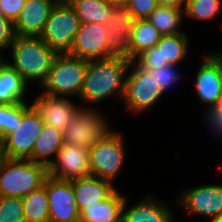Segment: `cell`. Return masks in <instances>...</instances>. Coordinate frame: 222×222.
<instances>
[{"mask_svg": "<svg viewBox=\"0 0 222 222\" xmlns=\"http://www.w3.org/2000/svg\"><path fill=\"white\" fill-rule=\"evenodd\" d=\"M217 105L222 108V90H221L220 98Z\"/></svg>", "mask_w": 222, "mask_h": 222, "instance_id": "cell-40", "label": "cell"}, {"mask_svg": "<svg viewBox=\"0 0 222 222\" xmlns=\"http://www.w3.org/2000/svg\"><path fill=\"white\" fill-rule=\"evenodd\" d=\"M40 93L31 105L40 114L46 126L53 127L60 132H64L81 107H87L83 105L78 106L67 97Z\"/></svg>", "mask_w": 222, "mask_h": 222, "instance_id": "cell-16", "label": "cell"}, {"mask_svg": "<svg viewBox=\"0 0 222 222\" xmlns=\"http://www.w3.org/2000/svg\"><path fill=\"white\" fill-rule=\"evenodd\" d=\"M205 55L194 82L196 99L208 109L217 105L222 90V52L210 51Z\"/></svg>", "mask_w": 222, "mask_h": 222, "instance_id": "cell-12", "label": "cell"}, {"mask_svg": "<svg viewBox=\"0 0 222 222\" xmlns=\"http://www.w3.org/2000/svg\"><path fill=\"white\" fill-rule=\"evenodd\" d=\"M46 192L49 200V222H80L71 181L48 176Z\"/></svg>", "mask_w": 222, "mask_h": 222, "instance_id": "cell-14", "label": "cell"}, {"mask_svg": "<svg viewBox=\"0 0 222 222\" xmlns=\"http://www.w3.org/2000/svg\"><path fill=\"white\" fill-rule=\"evenodd\" d=\"M157 6L156 0H129L126 5L137 20L147 19Z\"/></svg>", "mask_w": 222, "mask_h": 222, "instance_id": "cell-33", "label": "cell"}, {"mask_svg": "<svg viewBox=\"0 0 222 222\" xmlns=\"http://www.w3.org/2000/svg\"><path fill=\"white\" fill-rule=\"evenodd\" d=\"M59 0H26L14 22L18 36L40 37L52 8Z\"/></svg>", "mask_w": 222, "mask_h": 222, "instance_id": "cell-18", "label": "cell"}, {"mask_svg": "<svg viewBox=\"0 0 222 222\" xmlns=\"http://www.w3.org/2000/svg\"><path fill=\"white\" fill-rule=\"evenodd\" d=\"M25 222H49V200L44 185L22 198Z\"/></svg>", "mask_w": 222, "mask_h": 222, "instance_id": "cell-27", "label": "cell"}, {"mask_svg": "<svg viewBox=\"0 0 222 222\" xmlns=\"http://www.w3.org/2000/svg\"><path fill=\"white\" fill-rule=\"evenodd\" d=\"M104 2L110 4L112 7H126L129 0H103Z\"/></svg>", "mask_w": 222, "mask_h": 222, "instance_id": "cell-37", "label": "cell"}, {"mask_svg": "<svg viewBox=\"0 0 222 222\" xmlns=\"http://www.w3.org/2000/svg\"><path fill=\"white\" fill-rule=\"evenodd\" d=\"M5 60H0V104L26 102L29 85Z\"/></svg>", "mask_w": 222, "mask_h": 222, "instance_id": "cell-22", "label": "cell"}, {"mask_svg": "<svg viewBox=\"0 0 222 222\" xmlns=\"http://www.w3.org/2000/svg\"><path fill=\"white\" fill-rule=\"evenodd\" d=\"M81 22L66 0H59L45 23L41 39L57 54L69 53Z\"/></svg>", "mask_w": 222, "mask_h": 222, "instance_id": "cell-6", "label": "cell"}, {"mask_svg": "<svg viewBox=\"0 0 222 222\" xmlns=\"http://www.w3.org/2000/svg\"><path fill=\"white\" fill-rule=\"evenodd\" d=\"M127 199L123 205L122 222H176L167 203L158 200L152 194L140 200L130 208L127 207Z\"/></svg>", "mask_w": 222, "mask_h": 222, "instance_id": "cell-19", "label": "cell"}, {"mask_svg": "<svg viewBox=\"0 0 222 222\" xmlns=\"http://www.w3.org/2000/svg\"><path fill=\"white\" fill-rule=\"evenodd\" d=\"M206 116V126L211 129V133L222 138V108L218 105L211 106L204 110Z\"/></svg>", "mask_w": 222, "mask_h": 222, "instance_id": "cell-34", "label": "cell"}, {"mask_svg": "<svg viewBox=\"0 0 222 222\" xmlns=\"http://www.w3.org/2000/svg\"><path fill=\"white\" fill-rule=\"evenodd\" d=\"M175 201L191 215L208 220L222 216V184H206L182 190Z\"/></svg>", "mask_w": 222, "mask_h": 222, "instance_id": "cell-11", "label": "cell"}, {"mask_svg": "<svg viewBox=\"0 0 222 222\" xmlns=\"http://www.w3.org/2000/svg\"><path fill=\"white\" fill-rule=\"evenodd\" d=\"M130 62L125 56L120 55L88 60L79 100L84 104L94 105L111 96L123 99Z\"/></svg>", "mask_w": 222, "mask_h": 222, "instance_id": "cell-1", "label": "cell"}, {"mask_svg": "<svg viewBox=\"0 0 222 222\" xmlns=\"http://www.w3.org/2000/svg\"><path fill=\"white\" fill-rule=\"evenodd\" d=\"M188 37L186 32L162 35L156 46L143 51L134 61L143 69L179 65L190 49Z\"/></svg>", "mask_w": 222, "mask_h": 222, "instance_id": "cell-10", "label": "cell"}, {"mask_svg": "<svg viewBox=\"0 0 222 222\" xmlns=\"http://www.w3.org/2000/svg\"><path fill=\"white\" fill-rule=\"evenodd\" d=\"M27 102L0 104V141L14 130L22 115L31 107Z\"/></svg>", "mask_w": 222, "mask_h": 222, "instance_id": "cell-29", "label": "cell"}, {"mask_svg": "<svg viewBox=\"0 0 222 222\" xmlns=\"http://www.w3.org/2000/svg\"><path fill=\"white\" fill-rule=\"evenodd\" d=\"M221 5V0H187L184 16L197 21H211L221 12Z\"/></svg>", "mask_w": 222, "mask_h": 222, "instance_id": "cell-28", "label": "cell"}, {"mask_svg": "<svg viewBox=\"0 0 222 222\" xmlns=\"http://www.w3.org/2000/svg\"><path fill=\"white\" fill-rule=\"evenodd\" d=\"M70 181L79 212L87 206L107 199L117 189L112 182L91 175Z\"/></svg>", "mask_w": 222, "mask_h": 222, "instance_id": "cell-20", "label": "cell"}, {"mask_svg": "<svg viewBox=\"0 0 222 222\" xmlns=\"http://www.w3.org/2000/svg\"><path fill=\"white\" fill-rule=\"evenodd\" d=\"M63 144V132L44 124L35 140L30 160L49 166L54 160L52 156L56 157Z\"/></svg>", "mask_w": 222, "mask_h": 222, "instance_id": "cell-23", "label": "cell"}, {"mask_svg": "<svg viewBox=\"0 0 222 222\" xmlns=\"http://www.w3.org/2000/svg\"><path fill=\"white\" fill-rule=\"evenodd\" d=\"M177 66L178 65H161L160 67L151 69L163 93H166L171 87L173 88L180 80L181 73H179Z\"/></svg>", "mask_w": 222, "mask_h": 222, "instance_id": "cell-31", "label": "cell"}, {"mask_svg": "<svg viewBox=\"0 0 222 222\" xmlns=\"http://www.w3.org/2000/svg\"><path fill=\"white\" fill-rule=\"evenodd\" d=\"M0 222H25L22 198L0 197Z\"/></svg>", "mask_w": 222, "mask_h": 222, "instance_id": "cell-30", "label": "cell"}, {"mask_svg": "<svg viewBox=\"0 0 222 222\" xmlns=\"http://www.w3.org/2000/svg\"><path fill=\"white\" fill-rule=\"evenodd\" d=\"M162 34L148 19H138L131 31L128 46V59L133 61L143 51L150 49L160 41Z\"/></svg>", "mask_w": 222, "mask_h": 222, "instance_id": "cell-24", "label": "cell"}, {"mask_svg": "<svg viewBox=\"0 0 222 222\" xmlns=\"http://www.w3.org/2000/svg\"><path fill=\"white\" fill-rule=\"evenodd\" d=\"M47 177L45 164L4 157L0 164V197L23 198L43 186Z\"/></svg>", "mask_w": 222, "mask_h": 222, "instance_id": "cell-3", "label": "cell"}, {"mask_svg": "<svg viewBox=\"0 0 222 222\" xmlns=\"http://www.w3.org/2000/svg\"><path fill=\"white\" fill-rule=\"evenodd\" d=\"M26 0H0V8L5 18L13 23L19 17Z\"/></svg>", "mask_w": 222, "mask_h": 222, "instance_id": "cell-35", "label": "cell"}, {"mask_svg": "<svg viewBox=\"0 0 222 222\" xmlns=\"http://www.w3.org/2000/svg\"><path fill=\"white\" fill-rule=\"evenodd\" d=\"M125 157L123 133L112 130L89 149L90 175L114 184Z\"/></svg>", "mask_w": 222, "mask_h": 222, "instance_id": "cell-7", "label": "cell"}, {"mask_svg": "<svg viewBox=\"0 0 222 222\" xmlns=\"http://www.w3.org/2000/svg\"><path fill=\"white\" fill-rule=\"evenodd\" d=\"M16 37L14 23L4 17L3 13H0V56L1 50L10 49L11 44Z\"/></svg>", "mask_w": 222, "mask_h": 222, "instance_id": "cell-32", "label": "cell"}, {"mask_svg": "<svg viewBox=\"0 0 222 222\" xmlns=\"http://www.w3.org/2000/svg\"><path fill=\"white\" fill-rule=\"evenodd\" d=\"M73 8L81 23L105 24L110 17L112 6L103 0H66Z\"/></svg>", "mask_w": 222, "mask_h": 222, "instance_id": "cell-25", "label": "cell"}, {"mask_svg": "<svg viewBox=\"0 0 222 222\" xmlns=\"http://www.w3.org/2000/svg\"><path fill=\"white\" fill-rule=\"evenodd\" d=\"M183 15L181 8L157 6L147 19L162 35H168L185 32L179 29L183 24Z\"/></svg>", "mask_w": 222, "mask_h": 222, "instance_id": "cell-26", "label": "cell"}, {"mask_svg": "<svg viewBox=\"0 0 222 222\" xmlns=\"http://www.w3.org/2000/svg\"><path fill=\"white\" fill-rule=\"evenodd\" d=\"M43 126L40 114L31 106L22 115L21 122H18L14 130L1 140L4 157L30 159L35 140Z\"/></svg>", "mask_w": 222, "mask_h": 222, "instance_id": "cell-9", "label": "cell"}, {"mask_svg": "<svg viewBox=\"0 0 222 222\" xmlns=\"http://www.w3.org/2000/svg\"><path fill=\"white\" fill-rule=\"evenodd\" d=\"M88 60L57 54L46 81L41 85L43 94L60 97H80L87 71Z\"/></svg>", "mask_w": 222, "mask_h": 222, "instance_id": "cell-4", "label": "cell"}, {"mask_svg": "<svg viewBox=\"0 0 222 222\" xmlns=\"http://www.w3.org/2000/svg\"><path fill=\"white\" fill-rule=\"evenodd\" d=\"M137 19L127 7H113L105 23L109 36V49L115 54L128 59V46L131 31Z\"/></svg>", "mask_w": 222, "mask_h": 222, "instance_id": "cell-17", "label": "cell"}, {"mask_svg": "<svg viewBox=\"0 0 222 222\" xmlns=\"http://www.w3.org/2000/svg\"><path fill=\"white\" fill-rule=\"evenodd\" d=\"M158 6L176 7L185 9L187 0H156Z\"/></svg>", "mask_w": 222, "mask_h": 222, "instance_id": "cell-36", "label": "cell"}, {"mask_svg": "<svg viewBox=\"0 0 222 222\" xmlns=\"http://www.w3.org/2000/svg\"><path fill=\"white\" fill-rule=\"evenodd\" d=\"M91 106L81 107L63 132V143L90 149L102 140L111 127L105 116Z\"/></svg>", "mask_w": 222, "mask_h": 222, "instance_id": "cell-8", "label": "cell"}, {"mask_svg": "<svg viewBox=\"0 0 222 222\" xmlns=\"http://www.w3.org/2000/svg\"><path fill=\"white\" fill-rule=\"evenodd\" d=\"M11 59L8 64L29 84L41 86L47 79L54 58V52L41 37L18 36L11 44Z\"/></svg>", "mask_w": 222, "mask_h": 222, "instance_id": "cell-2", "label": "cell"}, {"mask_svg": "<svg viewBox=\"0 0 222 222\" xmlns=\"http://www.w3.org/2000/svg\"><path fill=\"white\" fill-rule=\"evenodd\" d=\"M163 94L155 80L154 72L151 69L141 68L134 60L131 61L125 78V92L122 99L125 108L135 115L143 113Z\"/></svg>", "mask_w": 222, "mask_h": 222, "instance_id": "cell-5", "label": "cell"}, {"mask_svg": "<svg viewBox=\"0 0 222 222\" xmlns=\"http://www.w3.org/2000/svg\"><path fill=\"white\" fill-rule=\"evenodd\" d=\"M108 34L105 24L81 23L68 54L86 60L114 56L109 49Z\"/></svg>", "mask_w": 222, "mask_h": 222, "instance_id": "cell-13", "label": "cell"}, {"mask_svg": "<svg viewBox=\"0 0 222 222\" xmlns=\"http://www.w3.org/2000/svg\"><path fill=\"white\" fill-rule=\"evenodd\" d=\"M3 159H4V154H3V151H2V144H1V141H0V164L3 161Z\"/></svg>", "mask_w": 222, "mask_h": 222, "instance_id": "cell-39", "label": "cell"}, {"mask_svg": "<svg viewBox=\"0 0 222 222\" xmlns=\"http://www.w3.org/2000/svg\"><path fill=\"white\" fill-rule=\"evenodd\" d=\"M209 222H222V216L211 218Z\"/></svg>", "mask_w": 222, "mask_h": 222, "instance_id": "cell-38", "label": "cell"}, {"mask_svg": "<svg viewBox=\"0 0 222 222\" xmlns=\"http://www.w3.org/2000/svg\"><path fill=\"white\" fill-rule=\"evenodd\" d=\"M56 159V160H55ZM48 166V176L73 180L90 175L89 149L64 143Z\"/></svg>", "mask_w": 222, "mask_h": 222, "instance_id": "cell-15", "label": "cell"}, {"mask_svg": "<svg viewBox=\"0 0 222 222\" xmlns=\"http://www.w3.org/2000/svg\"><path fill=\"white\" fill-rule=\"evenodd\" d=\"M125 198L116 189L107 199L82 209L80 222H122Z\"/></svg>", "mask_w": 222, "mask_h": 222, "instance_id": "cell-21", "label": "cell"}]
</instances>
